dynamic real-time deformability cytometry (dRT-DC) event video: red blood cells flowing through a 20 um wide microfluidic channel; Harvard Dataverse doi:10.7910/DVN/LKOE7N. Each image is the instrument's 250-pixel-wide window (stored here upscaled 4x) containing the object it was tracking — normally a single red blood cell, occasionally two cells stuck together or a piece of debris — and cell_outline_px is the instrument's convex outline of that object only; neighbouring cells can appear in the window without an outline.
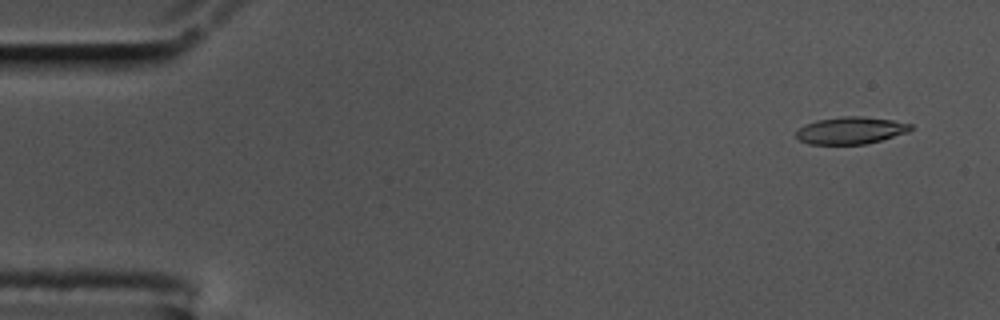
{"species": "common noctule bat (a hibernating species)", "species_latin": "Nyctalus noctula", "temperature_condition": "cold", "stored_images_in_passage": 13, "camera_frame_rate_fps": 3000, "um_per_image_px": 0.085, "animal": {"sex": "male", "body_mass_g": 17.5, "forearm_length_mm": 52.3}, "frame": {"image": 1, "passage_image": 4, "time_ms": 1.0, "image_size_px": [1000, 320], "cell_outline_px": [[912, 128], [908, 132], [868, 144], [808, 144], [800, 140], [796, 136], [796, 128], [804, 124], [816, 120], [840, 116], [864, 116], [892, 120], [912, 124]], "centroid_in_image_um": [72.28, 11.08], "position_along_channel_um": 12.7, "area_um2": 18.32}}